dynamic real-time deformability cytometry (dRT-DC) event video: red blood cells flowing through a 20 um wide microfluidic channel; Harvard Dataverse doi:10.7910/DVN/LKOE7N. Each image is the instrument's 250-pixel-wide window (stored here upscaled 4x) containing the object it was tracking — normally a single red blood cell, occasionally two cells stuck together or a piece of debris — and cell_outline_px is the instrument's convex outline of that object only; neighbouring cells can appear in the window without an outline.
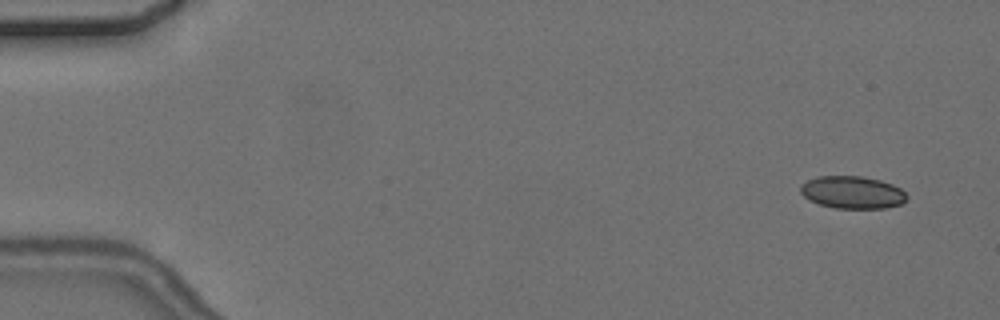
{"species": "common noctule bat (a hibernating species)", "species_latin": "Nyctalus noctula", "temperature_condition": "cold", "stored_images_in_passage": 6, "camera_frame_rate_fps": 3000, "um_per_image_px": 0.085, "animal": {"sex": "female", "body_mass_g": 24.6, "forearm_length_mm": 56.2}, "frame": {"image": 1, "passage_image": 2, "time_ms": 1.0, "image_size_px": [1000, 320], "cell_outline_px": [[908, 200], [900, 204], [884, 208], [836, 208], [820, 204], [808, 200], [800, 192], [800, 184], [808, 180], [820, 176], [864, 176], [880, 180], [892, 184], [900, 188], [908, 196]], "centroid_in_image_um": [72.45, 16.35], "position_along_channel_um": 12.5, "area_um2": 20.17}}
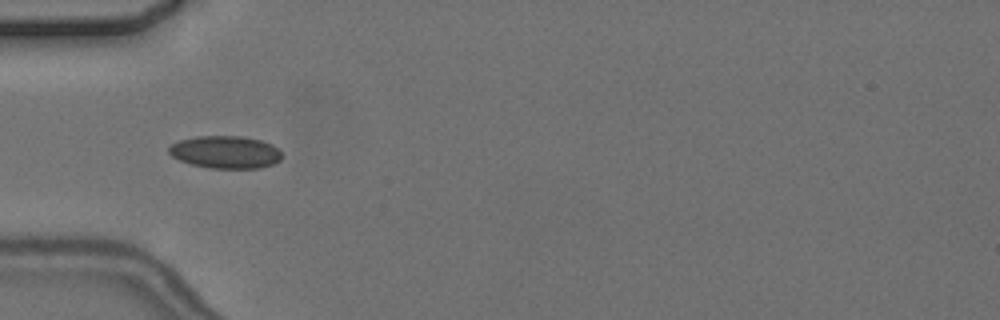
{"frame": {"image": 2, "passage_image": 6, "time_ms": 6.0, "image_size_px": [1000, 320], "cell_outline_px": [[280, 160], [272, 164], [260, 168], [208, 168], [192, 164], [180, 160], [172, 156], [168, 152], [168, 148], [172, 144], [180, 140], [196, 136], [240, 136], [260, 140], [272, 144], [280, 152]], "centroid_in_image_um": [19.14, 12.93], "position_along_channel_um": 65.9, "area_um2": 21.27}}